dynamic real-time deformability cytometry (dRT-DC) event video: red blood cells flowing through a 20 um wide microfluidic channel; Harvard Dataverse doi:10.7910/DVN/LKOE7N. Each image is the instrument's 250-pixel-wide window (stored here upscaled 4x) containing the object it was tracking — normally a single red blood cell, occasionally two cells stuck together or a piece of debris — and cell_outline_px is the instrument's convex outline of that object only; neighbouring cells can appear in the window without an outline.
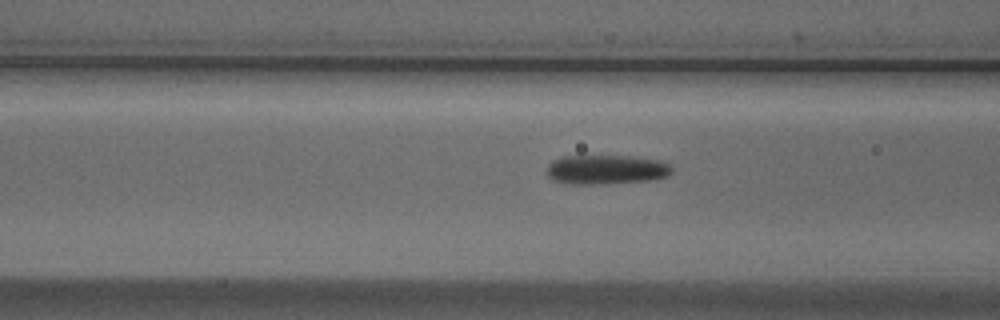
{"species": "Egyptian fruit bat (a non-hibernating species)", "species_latin": "Rousettus aegyptiacus", "temperature_condition": "cold", "stored_images_in_passage": 7, "camera_frame_rate_fps": 3000, "um_per_image_px": 0.085, "animal": {"sex": "male"}, "frame": {"image": 1, "passage_image": 4, "time_ms": 1.0, "image_size_px": [1000, 320], "cell_outline_px": [[672, 172], [668, 176], [652, 180], [604, 184], [568, 184], [552, 180], [548, 176], [548, 164], [552, 160], [564, 156], [584, 152], [628, 156], [660, 160], [668, 164], [672, 168]], "centroid_in_image_um": [51.47, 14.37], "position_along_channel_um": 115.1, "area_um2": 22.48}}